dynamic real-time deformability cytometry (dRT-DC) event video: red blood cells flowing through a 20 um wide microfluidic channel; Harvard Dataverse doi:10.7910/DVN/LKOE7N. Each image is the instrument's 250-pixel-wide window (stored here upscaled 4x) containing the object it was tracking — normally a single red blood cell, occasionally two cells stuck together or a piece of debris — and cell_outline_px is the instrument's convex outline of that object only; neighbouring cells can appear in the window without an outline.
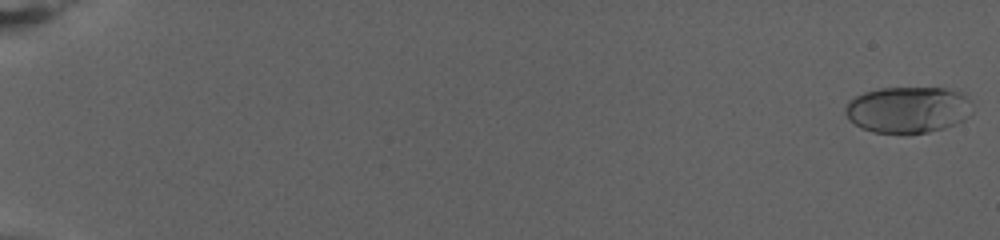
{"species": "human", "species_latin": "Homo sapiens", "temperature_condition": "warm", "stored_images_in_passage": 72, "camera_frame_rate_fps": 3000, "um_per_image_px": 0.085, "donor": {"sex": "female"}, "frame": {"image": 1, "passage_image": 2, "time_ms": 0.333, "image_size_px": [1000, 240], "cell_outline_px": [[972, 112], [964, 120], [944, 128], [928, 132], [872, 132], [860, 128], [844, 112], [844, 108], [848, 100], [864, 92], [880, 88], [944, 88], [964, 92], [972, 100]], "centroid_in_image_um": [77.22, 9.3], "position_along_channel_um": 7.8, "area_um2": 34.45}}
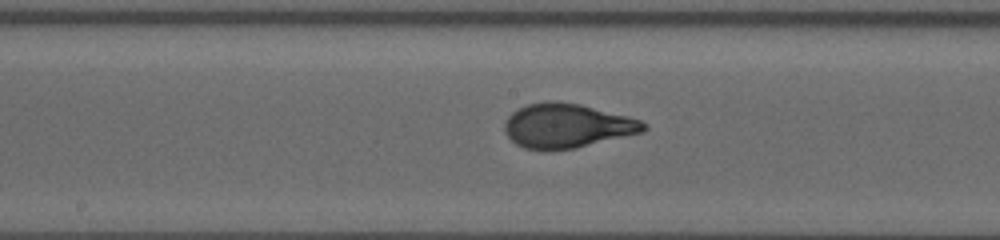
{"frame": {"image": 2, "passage_image": 41, "time_ms": 13.333, "image_size_px": [1000, 240], "cell_outline_px": [[648, 128], [644, 132], [576, 148], [524, 148], [516, 144], [504, 132], [504, 120], [512, 112], [528, 104], [548, 100], [556, 100], [580, 104], [628, 116], [640, 120], [648, 124]], "centroid_in_image_um": [48.22, 10.66], "position_along_channel_um": 200.0, "area_um2": 35.72}}
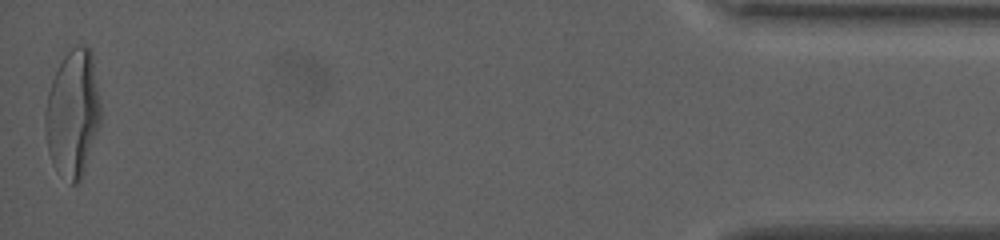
{"frame": {"image": 3, "passage_image": 72, "time_ms": 23.667, "image_size_px": [1000, 240], "cell_outline_px": [[100, 124], [80, 180], [76, 184], [72, 184], [56, 172], [52, 164], [48, 152], [44, 128], [44, 112], [48, 92], [52, 80], [64, 56], [76, 44], [80, 44], [88, 48], [92, 52], [100, 104]], "centroid_in_image_um": [6.16, 9.66], "position_along_channel_um": 429.0, "area_um2": 41.04}, "authors_computed_cell_mechanics": {"area_um2": 34.6511, "velocity_mm_per_s": 2.8046, "shape_relaxation_time_tau1_ms": 5.4226, "shape_relaxation_time_tau2_ms": null, "deformation_change_tau1": 0.2388, "deformation_change_tau2": null}}